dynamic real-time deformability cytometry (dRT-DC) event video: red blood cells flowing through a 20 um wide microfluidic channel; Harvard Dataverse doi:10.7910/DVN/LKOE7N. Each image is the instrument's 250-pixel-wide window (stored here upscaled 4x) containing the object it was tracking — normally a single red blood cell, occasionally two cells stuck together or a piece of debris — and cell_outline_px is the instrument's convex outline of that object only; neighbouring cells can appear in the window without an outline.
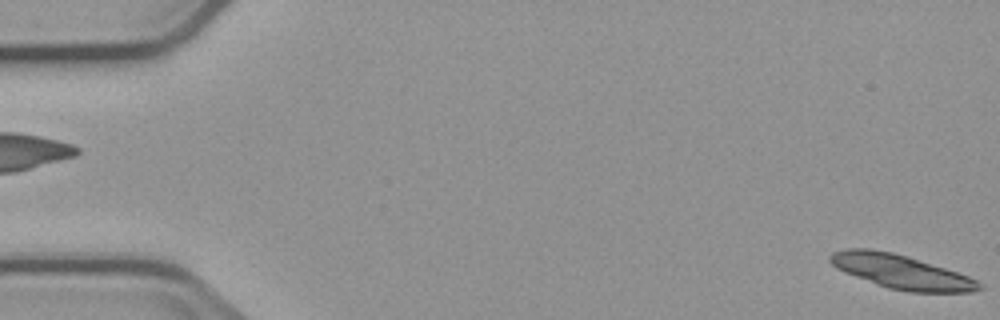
{"species": "common noctule bat (a hibernating species)", "species_latin": "Nyctalus noctula", "temperature_condition": "cold", "stored_images_in_passage": 2, "segment_of_instrument_passage": [2, 2], "camera_frame_rate_fps": 3000, "um_per_image_px": 0.085, "animal": {"sex": "male", "body_mass_g": 23.1, "forearm_length_mm": 52.7}, "frame": {"image": 1, "passage_image": 2, "time_ms": 1.0, "image_size_px": [1000, 320], "cell_outline_px": [[984, 288], [972, 292], [908, 292], [888, 288], [876, 284], [844, 272], [836, 268], [828, 260], [828, 256], [832, 252], [848, 248], [868, 248], [892, 252], [908, 256], [968, 276], [984, 284]], "centroid_in_image_um": [76.58, 23.1], "position_along_channel_um": 8.4, "area_um2": 29.54}}